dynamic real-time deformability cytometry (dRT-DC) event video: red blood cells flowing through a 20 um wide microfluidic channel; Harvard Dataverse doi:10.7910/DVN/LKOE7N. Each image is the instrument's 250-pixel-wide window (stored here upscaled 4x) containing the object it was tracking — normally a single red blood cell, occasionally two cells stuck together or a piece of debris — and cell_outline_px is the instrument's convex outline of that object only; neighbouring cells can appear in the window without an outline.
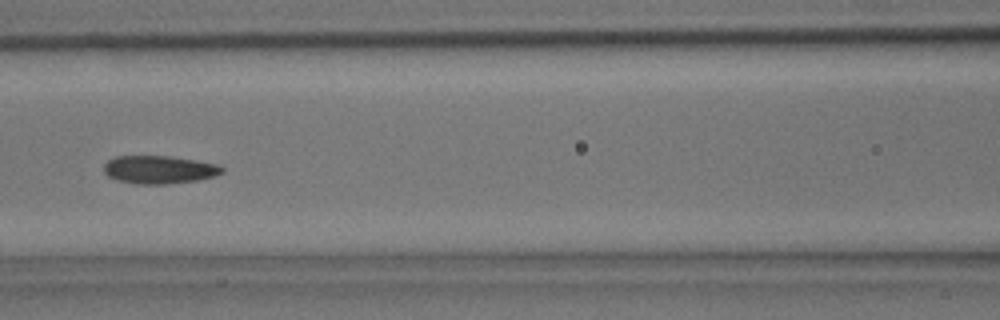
{"species": "common noctule bat (a hibernating species)", "species_latin": "Nyctalus noctula", "temperature_condition": "room temperature", "stored_images_in_passage": 32, "camera_frame_rate_fps": 3000, "um_per_image_px": 0.085, "animal": {"sex": "male", "body_mass_g": 15.6}, "frame": {"image": 1, "passage_image": 14, "time_ms": 4.333, "image_size_px": [1000, 320], "cell_outline_px": [[224, 172], [216, 176], [200, 180], [164, 184], [136, 184], [116, 180], [108, 176], [104, 172], [104, 164], [108, 160], [116, 156], [168, 156], [196, 160], [220, 164], [224, 168]], "centroid_in_image_um": [13.57, 14.42], "position_along_channel_um": 153.0, "area_um2": 19.54}}